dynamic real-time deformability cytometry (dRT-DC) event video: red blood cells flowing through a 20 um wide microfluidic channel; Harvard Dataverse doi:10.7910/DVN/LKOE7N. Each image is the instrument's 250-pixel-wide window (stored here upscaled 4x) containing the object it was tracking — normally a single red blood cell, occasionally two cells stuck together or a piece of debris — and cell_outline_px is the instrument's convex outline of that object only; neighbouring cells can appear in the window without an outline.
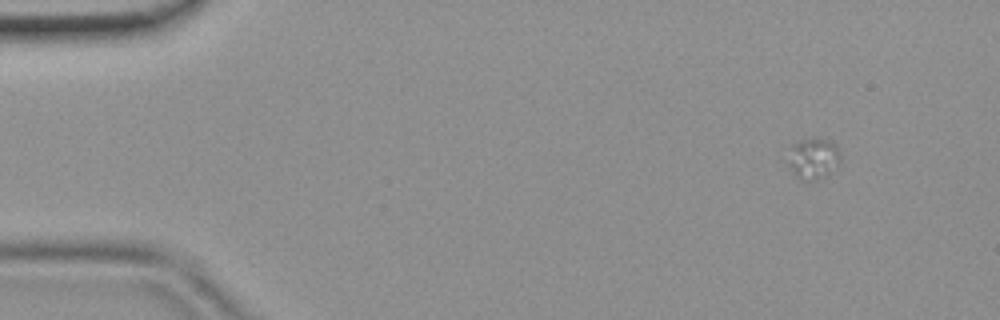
{"species": "common noctule bat (a hibernating species)", "species_latin": "Nyctalus noctula", "temperature_condition": "room temperature", "stored_images_in_passage": 7, "camera_frame_rate_fps": 3000, "um_per_image_px": 0.085, "animal": {"sex": "female", "body_mass_g": 19.9}, "frame": {"image": 1, "passage_image": 1, "time_ms": 0.0, "image_size_px": [1000, 320], "cell_outline_px": [[840, 164], [824, 176], [816, 180], [800, 180], [796, 176], [788, 164], [792, 144], [804, 140], [828, 140], [836, 144], [840, 156]], "centroid_in_image_um": [69.15, 13.5], "position_along_channel_um": 15.8, "area_um2": 12.14}}